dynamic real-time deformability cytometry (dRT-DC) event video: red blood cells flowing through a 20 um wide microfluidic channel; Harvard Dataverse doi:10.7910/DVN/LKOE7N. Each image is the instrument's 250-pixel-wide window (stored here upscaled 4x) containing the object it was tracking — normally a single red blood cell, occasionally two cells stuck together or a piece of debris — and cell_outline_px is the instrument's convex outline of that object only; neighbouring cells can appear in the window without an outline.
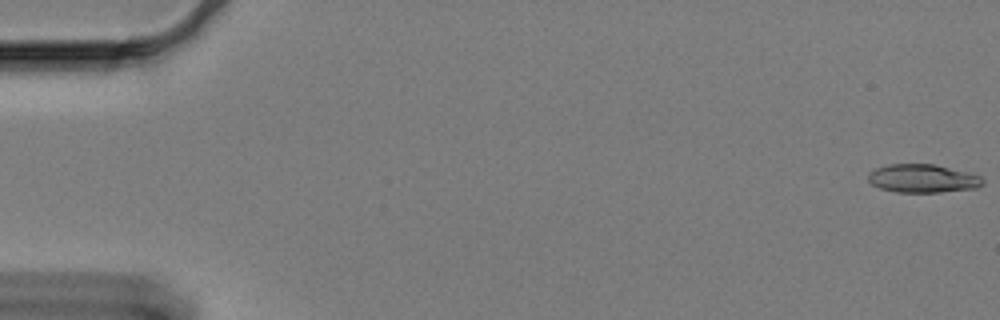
{"species": "Egyptian fruit bat (a non-hibernating species)", "species_latin": "Rousettus aegyptiacus", "temperature_condition": "cold", "stored_images_in_passage": 12, "camera_frame_rate_fps": 3000, "um_per_image_px": 0.085, "animal": {"sex": "female"}, "frame": {"image": 1, "passage_image": 1, "time_ms": 0.0, "image_size_px": [1000, 320], "cell_outline_px": [[984, 184], [976, 188], [940, 192], [896, 192], [880, 188], [872, 184], [868, 180], [868, 172], [876, 168], [888, 164], [932, 164], [980, 176], [984, 180]], "centroid_in_image_um": [78.39, 15.18], "position_along_channel_um": 6.6, "area_um2": 18.73}}